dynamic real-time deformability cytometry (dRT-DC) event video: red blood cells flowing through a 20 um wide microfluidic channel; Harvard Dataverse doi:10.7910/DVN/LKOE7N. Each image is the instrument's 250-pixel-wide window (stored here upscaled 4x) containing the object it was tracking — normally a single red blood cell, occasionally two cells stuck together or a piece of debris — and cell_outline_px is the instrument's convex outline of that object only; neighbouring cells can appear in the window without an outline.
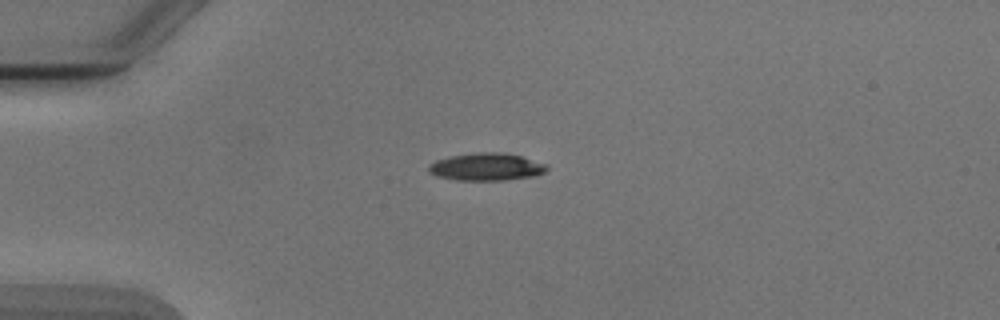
{"species": "Egyptian fruit bat (a non-hibernating species)", "species_latin": "Rousettus aegyptiacus", "temperature_condition": "cold", "stored_images_in_passage": 6, "camera_frame_rate_fps": 3000, "um_per_image_px": 0.085, "animal": {"sex": "male"}, "frame": {"image": 1, "passage_image": 6, "time_ms": 6.0, "image_size_px": [1000, 320], "cell_outline_px": [[548, 168], [544, 172], [532, 176], [504, 180], [456, 180], [436, 176], [428, 172], [428, 168], [436, 160], [452, 156], [476, 152], [500, 152], [520, 156], [548, 164]], "centroid_in_image_um": [41.34, 14.18], "position_along_channel_um": 43.7, "area_um2": 18.79}}